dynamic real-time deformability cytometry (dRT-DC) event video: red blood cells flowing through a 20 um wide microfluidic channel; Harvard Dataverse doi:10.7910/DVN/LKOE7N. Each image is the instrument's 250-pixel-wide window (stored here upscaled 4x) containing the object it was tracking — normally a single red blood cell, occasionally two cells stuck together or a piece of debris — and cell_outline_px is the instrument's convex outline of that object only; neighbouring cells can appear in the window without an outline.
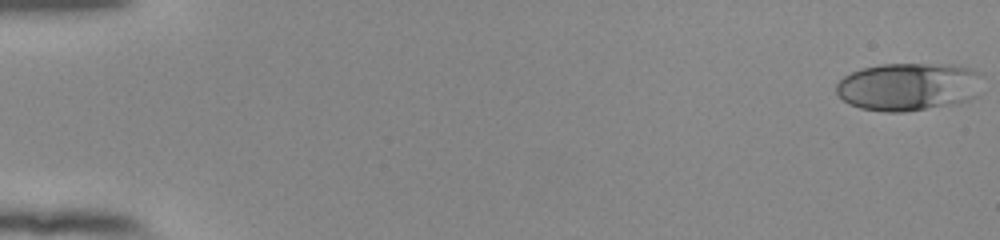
{"species": "human", "species_latin": "Homo sapiens", "temperature_condition": "room temperature", "stored_images_in_passage": 54, "camera_frame_rate_fps": 3000, "um_per_image_px": 0.085, "donor": {"sex": "female"}, "frame": {"image": 1, "passage_image": 1, "time_ms": 0.0, "image_size_px": [1000, 240], "cell_outline_px": [[984, 76], [976, 96], [968, 100], [956, 104], [904, 112], [884, 112], [860, 108], [848, 104], [836, 92], [836, 84], [844, 76], [860, 68], [880, 64], [952, 64], [972, 68], [984, 72]], "centroid_in_image_um": [77.28, 7.36], "position_along_channel_um": 7.7, "area_um2": 41.62}}
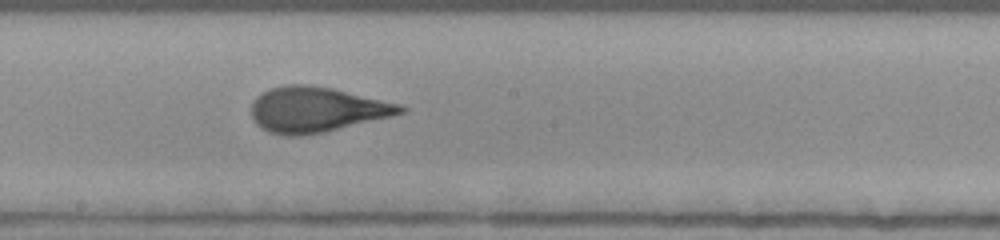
{"frame": {"image": 2, "passage_image": 31, "time_ms": 10.0, "image_size_px": [1000, 240], "cell_outline_px": [[408, 108], [404, 112], [392, 116], [324, 132], [300, 136], [284, 136], [268, 132], [256, 124], [252, 116], [252, 104], [256, 96], [268, 88], [284, 84], [308, 84], [332, 88], [400, 104]], "centroid_in_image_um": [26.87, 9.31], "position_along_channel_um": 221.3, "area_um2": 39.42}}
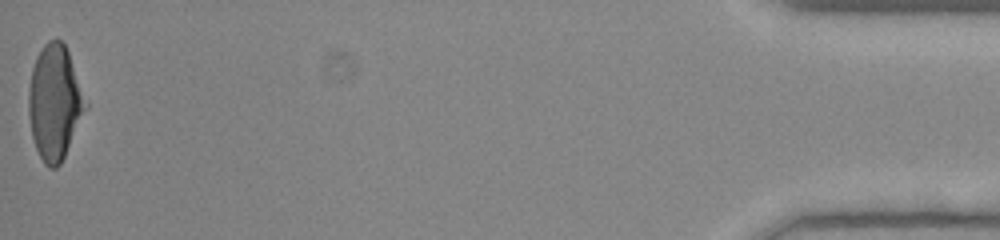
{"frame": {"image": 3, "passage_image": 54, "time_ms": 17.667, "image_size_px": [1000, 240], "cell_outline_px": [[88, 108], [60, 164], [56, 168], [48, 168], [44, 164], [36, 148], [32, 136], [28, 112], [28, 92], [32, 68], [36, 56], [44, 44], [48, 40], [60, 40], [64, 44], [68, 52], [88, 104]], "centroid_in_image_um": [4.65, 8.72], "position_along_channel_um": 430.6, "area_um2": 37.97}, "authors_computed_cell_mechanics": {"area_um2": 38.3792, "velocity_mm_per_s": 3.8985, "shape_relaxation_time_tau1_ms": 5.6036, "shape_relaxation_time_tau2_ms": 0.8451, "deformation_change_tau1": 0.2159, "deformation_change_tau2": 0.086}}